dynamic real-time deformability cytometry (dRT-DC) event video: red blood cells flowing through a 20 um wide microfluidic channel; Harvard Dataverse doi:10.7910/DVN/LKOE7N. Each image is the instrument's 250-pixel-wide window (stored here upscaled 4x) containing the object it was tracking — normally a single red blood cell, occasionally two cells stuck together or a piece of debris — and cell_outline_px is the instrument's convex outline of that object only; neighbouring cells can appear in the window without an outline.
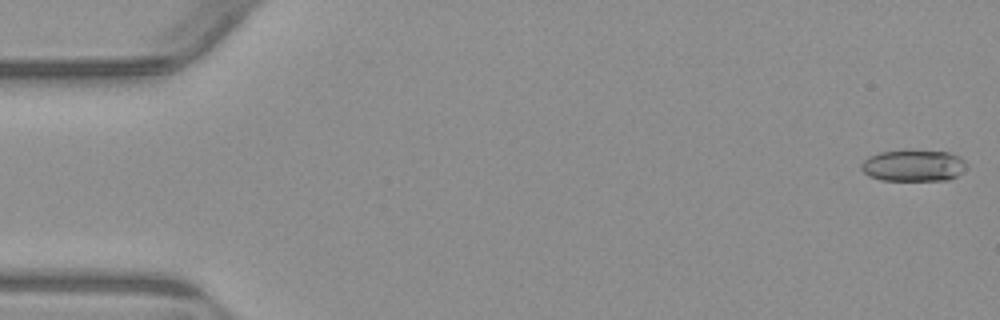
{"species": "common noctule bat (a hibernating species)", "species_latin": "Nyctalus noctula", "temperature_condition": "warm", "stored_images_in_passage": 54, "camera_frame_rate_fps": 3000, "um_per_image_px": 0.085, "animal": {"sex": "male", "body_mass_g": 23.1, "forearm_length_mm": 52.7}, "frame": {"image": 1, "passage_image": 1, "time_ms": 0.0, "image_size_px": [1000, 320], "cell_outline_px": [[968, 168], [964, 172], [948, 180], [880, 180], [868, 176], [860, 168], [860, 164], [868, 156], [880, 152], [948, 152], [960, 156], [968, 164]], "centroid_in_image_um": [77.67, 14.1], "position_along_channel_um": 7.3, "area_um2": 19.19}}
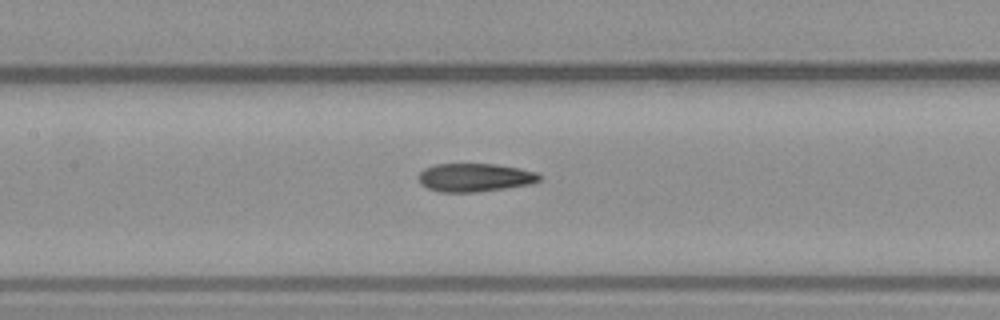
{"frame": {"image": 2, "passage_image": 25, "time_ms": 8.0, "image_size_px": [1000, 320], "cell_outline_px": [[540, 180], [532, 184], [476, 192], [440, 192], [428, 188], [420, 184], [416, 176], [424, 168], [436, 164], [496, 164], [520, 168], [536, 172], [540, 176]], "centroid_in_image_um": [40.33, 15.08], "position_along_channel_um": 167.1, "area_um2": 20.06}}
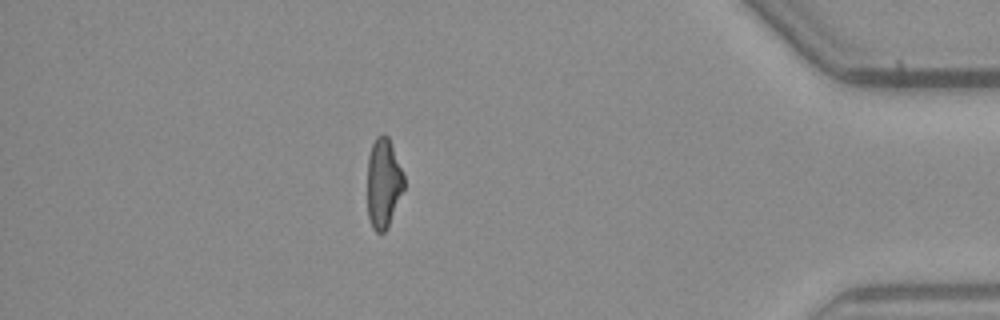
{"frame": {"image": 3, "passage_image": 47, "time_ms": 15.333, "image_size_px": [1000, 320], "cell_outline_px": [[404, 188], [388, 228], [384, 232], [376, 232], [372, 228], [368, 216], [368, 156], [372, 144], [376, 136], [384, 132], [388, 136], [404, 176]], "centroid_in_image_um": [32.59, 15.57], "position_along_channel_um": 402.6, "area_um2": 19.13}, "authors_computed_cell_mechanics": {"area_um2": 20.0855, "velocity_mm_per_s": 3.8608, "shape_relaxation_time_tau1_ms": 7.9906, "shape_relaxation_time_tau2_ms": 3.23, "deformation_change_tau1": 0.2385, "deformation_change_tau2": 0.1296}}